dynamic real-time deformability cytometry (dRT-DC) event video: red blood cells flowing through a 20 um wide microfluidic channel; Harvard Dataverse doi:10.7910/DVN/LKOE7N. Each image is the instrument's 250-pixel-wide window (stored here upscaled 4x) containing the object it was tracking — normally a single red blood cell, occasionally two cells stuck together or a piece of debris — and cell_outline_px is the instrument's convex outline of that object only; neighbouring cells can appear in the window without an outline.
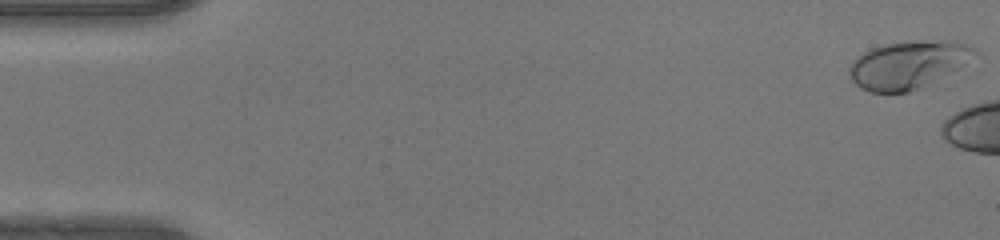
{"species": "human", "species_latin": "Homo sapiens", "temperature_condition": "warm", "stored_images_in_passage": 6, "camera_frame_rate_fps": 3000, "um_per_image_px": 0.085, "donor": {"sex": "female"}, "frame": {"image": 1, "passage_image": 1, "time_ms": 0.0, "image_size_px": [1000, 240], "cell_outline_px": [[968, 48], [956, 68], [920, 88], [908, 92], [872, 92], [856, 84], [852, 80], [848, 72], [848, 68], [852, 60], [864, 52], [872, 48], [884, 44], [940, 40], [956, 40], [964, 44]], "centroid_in_image_um": [76.96, 5.52], "position_along_channel_um": 8.0, "area_um2": 32.83}}